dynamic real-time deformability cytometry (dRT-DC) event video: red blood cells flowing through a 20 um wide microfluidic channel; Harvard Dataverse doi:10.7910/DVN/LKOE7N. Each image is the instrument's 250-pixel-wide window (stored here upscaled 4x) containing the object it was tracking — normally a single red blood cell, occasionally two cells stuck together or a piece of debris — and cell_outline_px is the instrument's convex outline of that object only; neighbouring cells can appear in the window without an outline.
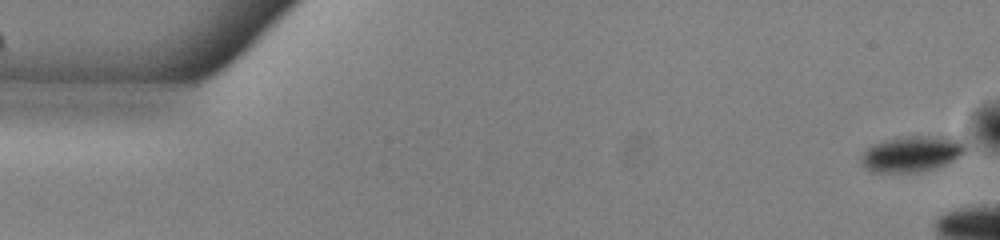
{"species": "common noctule bat (a hibernating species)", "species_latin": "Nyctalus noctula", "temperature_condition": "warm", "stored_images_in_passage": 19, "camera_frame_rate_fps": 3000, "um_per_image_px": 0.085, "animal": {"sex": "male", "body_mass_g": 13.0, "forearm_length_mm": 53.1}, "frame": {"image": 1, "passage_image": 1, "time_ms": 0.0, "image_size_px": [1000, 240], "cell_outline_px": [[964, 152], [960, 156], [944, 164], [932, 168], [916, 172], [872, 172], [864, 168], [860, 164], [860, 156], [868, 148], [884, 140], [908, 136], [960, 136], [964, 140]], "centroid_in_image_um": [77.51, 13.06], "position_along_channel_um": 7.5, "area_um2": 21.85}}